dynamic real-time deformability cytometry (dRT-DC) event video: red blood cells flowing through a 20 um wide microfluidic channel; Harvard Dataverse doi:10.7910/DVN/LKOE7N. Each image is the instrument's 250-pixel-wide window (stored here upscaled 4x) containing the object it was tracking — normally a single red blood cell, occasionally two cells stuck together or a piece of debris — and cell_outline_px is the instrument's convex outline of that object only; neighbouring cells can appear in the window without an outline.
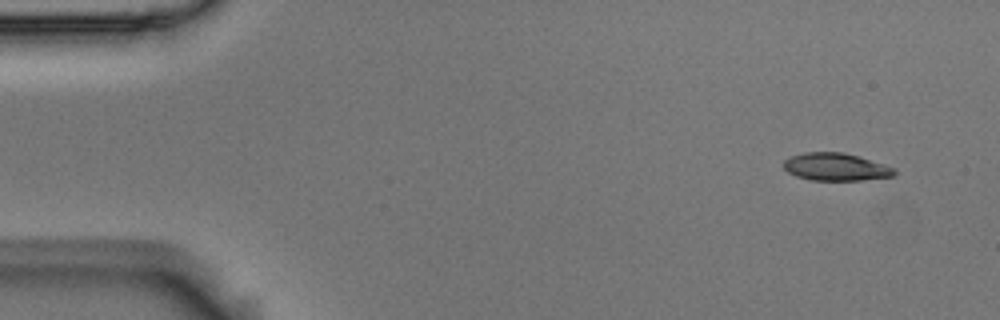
{"species": "Egyptian fruit bat (a non-hibernating species)", "species_latin": "Rousettus aegyptiacus", "temperature_condition": "room temperature", "stored_images_in_passage": 5, "camera_frame_rate_fps": 3000, "um_per_image_px": 0.085, "animal": {"sex": "male"}, "frame": {"image": 1, "passage_image": 1, "time_ms": 0.0, "image_size_px": [1000, 320], "cell_outline_px": [[896, 172], [892, 176], [860, 180], [812, 180], [796, 176], [788, 172], [784, 168], [784, 160], [792, 156], [804, 152], [844, 152], [860, 156], [896, 168]], "centroid_in_image_um": [71.05, 14.18], "position_along_channel_um": 13.9, "area_um2": 17.8}}